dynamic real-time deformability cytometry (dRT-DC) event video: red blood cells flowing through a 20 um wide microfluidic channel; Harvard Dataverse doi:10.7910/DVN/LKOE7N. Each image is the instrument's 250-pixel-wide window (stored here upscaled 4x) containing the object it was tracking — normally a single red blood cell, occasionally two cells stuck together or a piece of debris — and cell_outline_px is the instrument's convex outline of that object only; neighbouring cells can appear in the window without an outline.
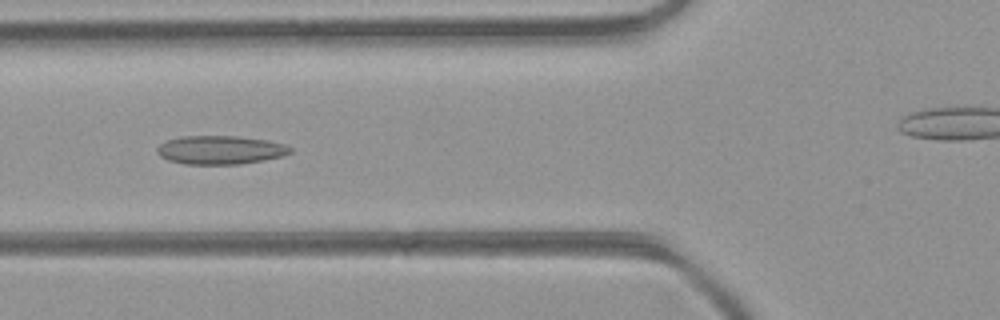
{"species": "common noctule bat (a hibernating species)", "species_latin": "Nyctalus noctula", "temperature_condition": "room temperature", "stored_images_in_passage": 48, "camera_frame_rate_fps": 3000, "um_per_image_px": 0.085, "animal": {"sex": "female", "body_mass_g": 21.9}, "frame": {"image": 1, "passage_image": 18, "time_ms": 5.667, "image_size_px": [1000, 320], "cell_outline_px": [[292, 152], [284, 156], [264, 160], [240, 164], [184, 164], [168, 160], [160, 156], [156, 152], [156, 148], [160, 144], [168, 140], [180, 136], [236, 136], [268, 140], [288, 144], [292, 148]], "centroid_in_image_um": [18.76, 12.74], "position_along_channel_um": 107.0, "area_um2": 22.43}}
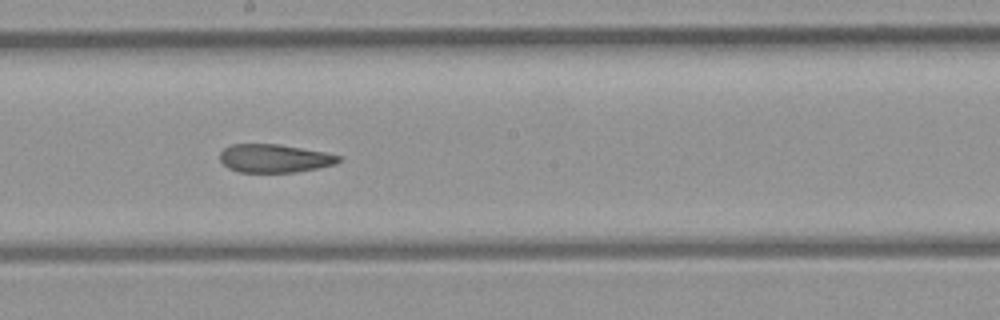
{"frame": {"image": 2, "passage_image": 26, "time_ms": 8.333, "image_size_px": [1000, 320], "cell_outline_px": [[340, 160], [336, 164], [296, 172], [240, 172], [228, 168], [220, 160], [220, 152], [224, 148], [232, 144], [280, 144], [324, 152], [340, 156]], "centroid_in_image_um": [23.31, 13.46], "position_along_channel_um": 224.9, "area_um2": 19.48}}
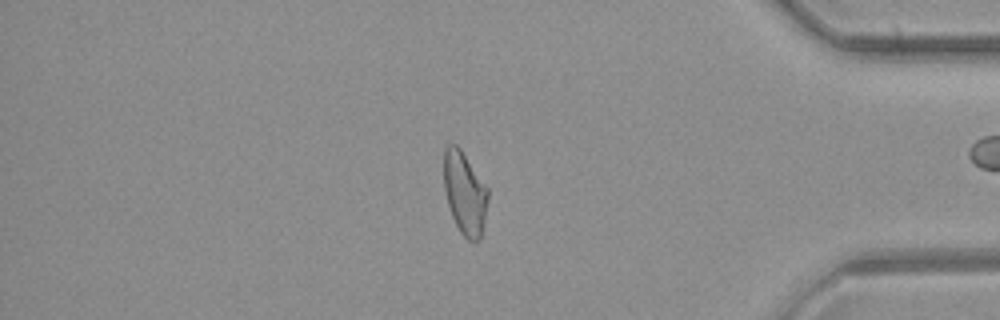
{"frame": {"image": 3, "passage_image": 40, "time_ms": 13.0, "image_size_px": [1000, 320], "cell_outline_px": [[488, 200], [480, 240], [476, 244], [468, 240], [460, 232], [452, 216], [448, 204], [444, 188], [444, 148], [448, 144], [456, 144], [460, 148], [488, 188]], "centroid_in_image_um": [39.5, 16.43], "position_along_channel_um": 395.7, "area_um2": 21.27}, "authors_computed_cell_mechanics": {"area_um2": 22.0796, "velocity_mm_per_s": 4.4084, "shape_relaxation_time_tau1_ms": null, "shape_relaxation_time_tau2_ms": 1.1289, "deformation_change_tau1": null, "deformation_change_tau2": 0.0708}}